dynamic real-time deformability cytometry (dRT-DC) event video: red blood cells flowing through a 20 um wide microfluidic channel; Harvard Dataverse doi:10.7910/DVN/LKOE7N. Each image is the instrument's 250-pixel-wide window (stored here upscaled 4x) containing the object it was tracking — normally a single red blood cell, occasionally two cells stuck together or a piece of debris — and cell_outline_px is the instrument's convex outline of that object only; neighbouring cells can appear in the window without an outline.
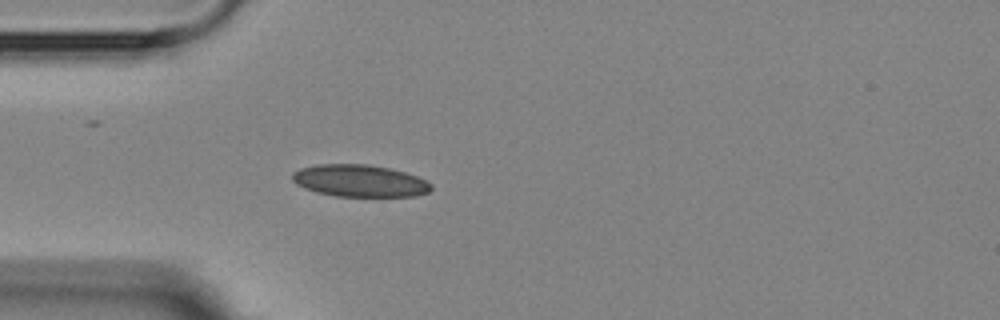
{"species": "Egyptian fruit bat (a non-hibernating species)", "species_latin": "Rousettus aegyptiacus", "temperature_condition": "room temperature", "stored_images_in_passage": 4, "camera_frame_rate_fps": 3000, "um_per_image_px": 0.085, "animal": {"sex": "female"}, "frame": {"image": 1, "passage_image": 4, "time_ms": 3.333, "image_size_px": [1000, 320], "cell_outline_px": [[432, 188], [428, 192], [416, 196], [336, 196], [316, 192], [304, 188], [296, 184], [292, 180], [292, 172], [300, 168], [316, 164], [368, 164], [388, 168], [404, 172], [416, 176], [432, 184]], "centroid_in_image_um": [30.53, 15.36], "position_along_channel_um": 54.5, "area_um2": 25.95}}